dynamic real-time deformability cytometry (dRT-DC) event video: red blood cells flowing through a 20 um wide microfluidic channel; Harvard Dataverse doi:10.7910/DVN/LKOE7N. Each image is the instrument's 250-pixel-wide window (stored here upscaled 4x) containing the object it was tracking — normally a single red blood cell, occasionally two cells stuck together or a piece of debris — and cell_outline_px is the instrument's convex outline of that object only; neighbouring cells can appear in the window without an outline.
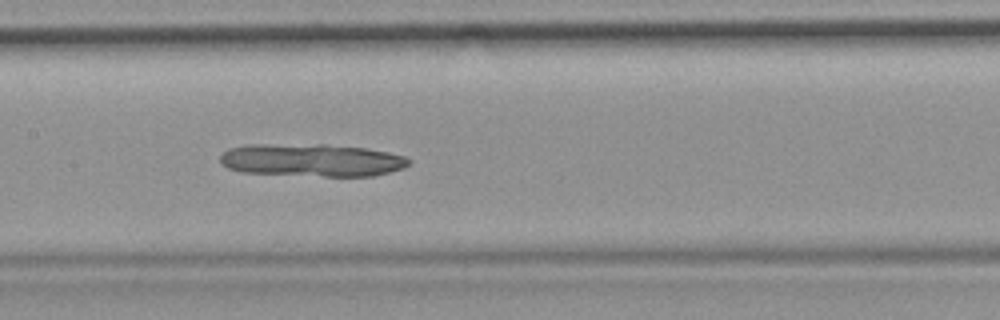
{"species": "common noctule bat (a hibernating species)", "species_latin": "Nyctalus noctula", "temperature_condition": "room temperature", "stored_images_in_passage": 45, "camera_frame_rate_fps": 3000, "um_per_image_px": 0.085, "animal": {"sex": "female", "body_mass_g": 19.9}, "frame": {"image": 1, "passage_image": 20, "time_ms": 6.333, "image_size_px": [1000, 320], "cell_outline_px": [[412, 160], [404, 168], [372, 176], [324, 176], [244, 172], [228, 168], [220, 160], [220, 156], [228, 148], [248, 144], [328, 144], [364, 148], [388, 152], [404, 156]], "centroid_in_image_um": [26.51, 13.6], "position_along_channel_um": 180.9, "area_um2": 35.95}}